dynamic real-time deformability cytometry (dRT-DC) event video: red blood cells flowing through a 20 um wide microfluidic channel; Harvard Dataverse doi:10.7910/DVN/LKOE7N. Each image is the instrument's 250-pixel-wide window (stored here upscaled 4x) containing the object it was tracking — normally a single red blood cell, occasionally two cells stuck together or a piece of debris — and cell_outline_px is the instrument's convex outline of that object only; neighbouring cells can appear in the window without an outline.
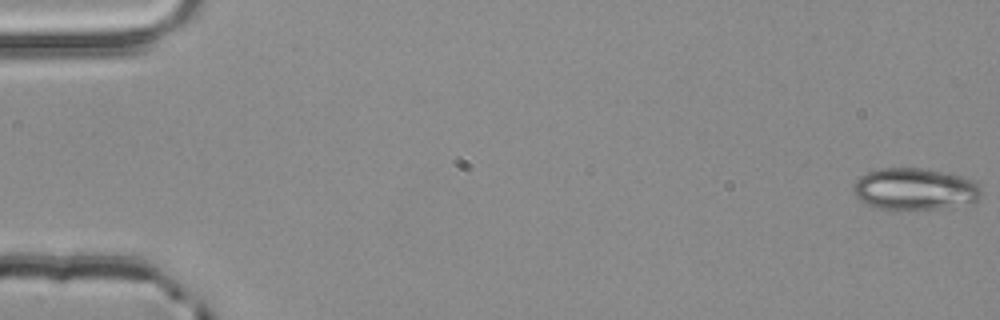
{"species": "common noctule bat (a hibernating species)", "species_latin": "Nyctalus noctula", "temperature_condition": "room temperature", "stored_images_in_passage": 5, "camera_frame_rate_fps": 3000, "um_per_image_px": 0.085, "animal": {"sex": "male", "body_mass_g": 20.4}, "frame": {"image": 1, "passage_image": 1, "time_ms": 0.0, "image_size_px": [1000, 320], "cell_outline_px": [[984, 192], [976, 204], [940, 208], [876, 208], [860, 200], [852, 192], [852, 184], [860, 176], [868, 172], [880, 168], [924, 168], [944, 172], [976, 180]], "centroid_in_image_um": [77.83, 16.06], "position_along_channel_um": 7.2, "area_um2": 31.5}}